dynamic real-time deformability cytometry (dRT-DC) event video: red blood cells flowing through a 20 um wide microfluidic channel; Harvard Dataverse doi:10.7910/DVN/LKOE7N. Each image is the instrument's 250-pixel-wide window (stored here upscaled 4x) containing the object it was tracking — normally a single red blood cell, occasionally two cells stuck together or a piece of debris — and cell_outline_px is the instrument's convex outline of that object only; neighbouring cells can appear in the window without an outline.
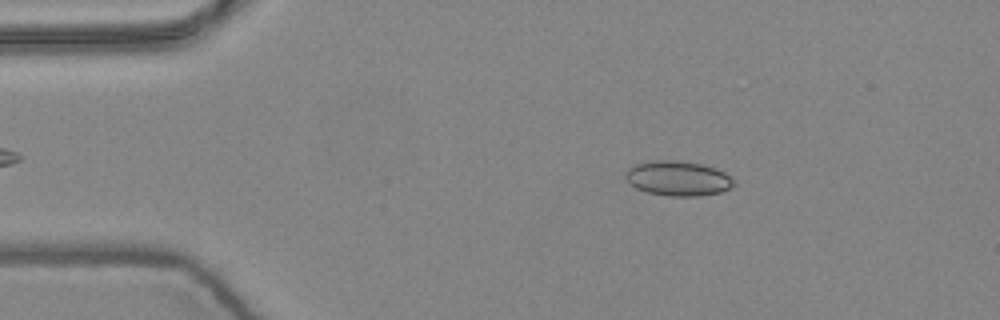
{"species": "common noctule bat (a hibernating species)", "species_latin": "Nyctalus noctula", "temperature_condition": "warm", "stored_images_in_passage": 4, "camera_frame_rate_fps": 3000, "um_per_image_px": 0.085, "animal": {"sex": "female", "body_mass_g": 24.6, "forearm_length_mm": 56.2}, "frame": {"image": 1, "passage_image": 2, "time_ms": 0.333, "image_size_px": [1000, 320], "cell_outline_px": [[732, 188], [720, 192], [700, 196], [668, 196], [648, 192], [636, 188], [624, 176], [628, 168], [636, 164], [656, 160], [672, 160], [704, 164], [716, 168], [724, 172], [732, 180]], "centroid_in_image_um": [57.63, 15.16], "position_along_channel_um": 27.4, "area_um2": 21.79}}